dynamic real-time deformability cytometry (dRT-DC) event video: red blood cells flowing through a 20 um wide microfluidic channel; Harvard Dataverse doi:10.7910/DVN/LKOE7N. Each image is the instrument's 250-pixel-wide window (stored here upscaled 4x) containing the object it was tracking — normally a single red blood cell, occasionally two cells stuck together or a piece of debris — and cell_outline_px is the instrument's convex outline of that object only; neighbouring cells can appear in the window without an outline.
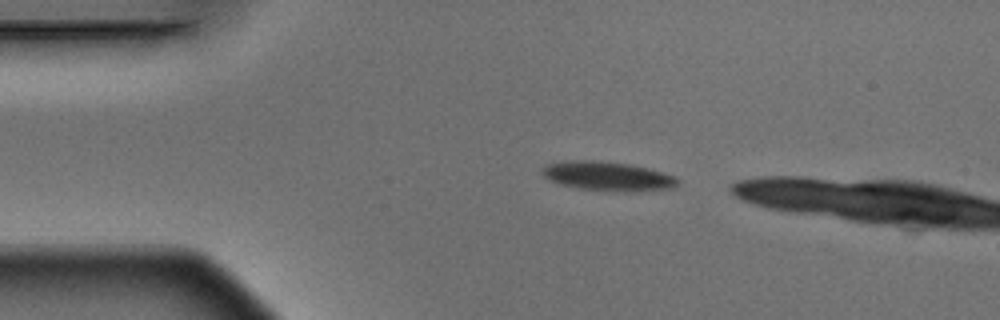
{"species": "Egyptian fruit bat (a non-hibernating species)", "species_latin": "Rousettus aegyptiacus", "temperature_condition": "warm", "stored_images_in_passage": 2, "camera_frame_rate_fps": 3000, "um_per_image_px": 0.085, "animal": {"sex": "male"}, "frame": {"image": 1, "passage_image": 1, "time_ms": 0.0, "image_size_px": [1000, 320], "cell_outline_px": [[680, 184], [676, 188], [576, 188], [560, 184], [544, 176], [540, 172], [540, 168], [544, 164], [552, 160], [600, 160], [632, 164], [648, 168], [676, 176], [680, 180]], "centroid_in_image_um": [51.53, 14.88], "position_along_channel_um": 33.5, "area_um2": 22.31}}